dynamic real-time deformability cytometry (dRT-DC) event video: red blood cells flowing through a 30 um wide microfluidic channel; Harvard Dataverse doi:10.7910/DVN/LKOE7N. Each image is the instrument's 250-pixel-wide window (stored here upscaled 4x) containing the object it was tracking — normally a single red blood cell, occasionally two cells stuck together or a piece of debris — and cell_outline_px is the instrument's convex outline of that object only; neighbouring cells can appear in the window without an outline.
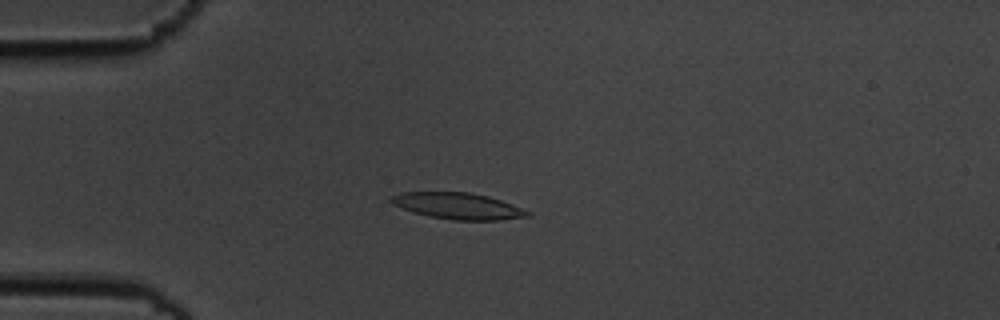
{"species": "common noctule bat (a hibernating species)", "species_latin": "Nyctalus noctula", "temperature_condition": "cold", "stored_images_in_passage": 5, "camera_frame_rate_fps": 3000, "um_per_image_px": 0.085, "animal": {"sex": "male", "body_mass_g": 19.5, "forearm_length_mm": 54.6}, "frame": {"image": 1, "passage_image": 4, "time_ms": 1.0, "image_size_px": [1000, 320], "cell_outline_px": [[532, 216], [500, 220], [452, 220], [428, 216], [412, 212], [392, 204], [388, 200], [392, 196], [400, 192], [468, 192], [488, 196], [512, 204], [532, 212]], "centroid_in_image_um": [38.93, 17.51], "position_along_channel_um": 46.1, "area_um2": 21.1}}